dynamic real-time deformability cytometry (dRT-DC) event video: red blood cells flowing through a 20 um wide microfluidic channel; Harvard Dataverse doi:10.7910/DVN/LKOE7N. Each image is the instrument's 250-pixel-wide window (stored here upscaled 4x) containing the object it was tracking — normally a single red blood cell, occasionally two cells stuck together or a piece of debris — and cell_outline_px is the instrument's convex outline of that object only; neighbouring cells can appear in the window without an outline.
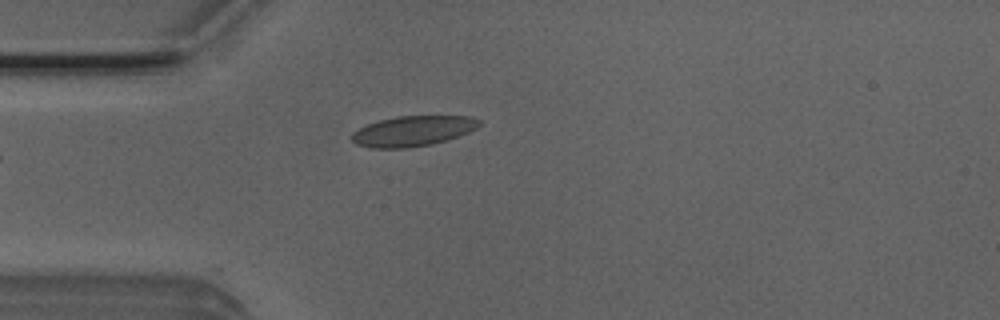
{"species": "Egyptian fruit bat (a non-hibernating species)", "species_latin": "Rousettus aegyptiacus", "temperature_condition": "room temperature", "stored_images_in_passage": 39, "camera_frame_rate_fps": 3000, "um_per_image_px": 0.085, "animal": {"sex": "male"}, "frame": {"image": 1, "passage_image": 1, "time_ms": 0.0, "image_size_px": [1000, 320], "cell_outline_px": [[480, 124], [476, 128], [468, 132], [432, 144], [408, 148], [372, 148], [356, 144], [352, 140], [352, 132], [368, 124], [380, 120], [396, 116], [472, 116], [480, 120]], "centroid_in_image_um": [35.08, 11.13], "position_along_channel_um": 49.9, "area_um2": 22.31}}
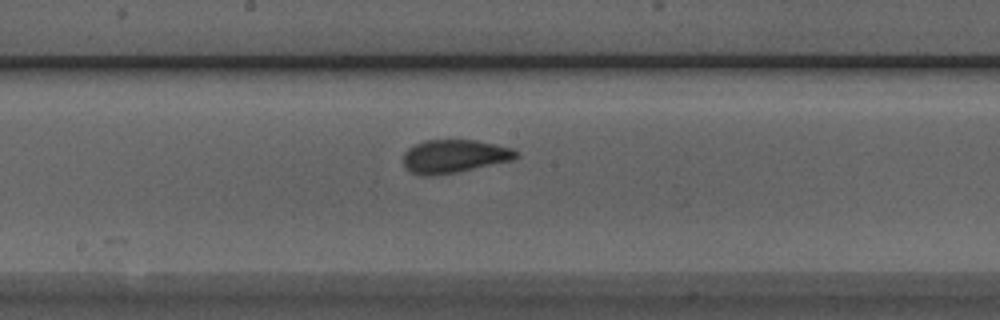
{"frame": {"image": 2, "passage_image": 14, "time_ms": 4.333, "image_size_px": [1000, 320], "cell_outline_px": [[520, 156], [512, 160], [456, 172], [436, 176], [420, 176], [404, 168], [404, 152], [408, 148], [424, 140], [476, 140], [496, 144], [512, 148], [520, 152]], "centroid_in_image_um": [38.61, 13.28], "position_along_channel_um": 209.6, "area_um2": 22.02}}
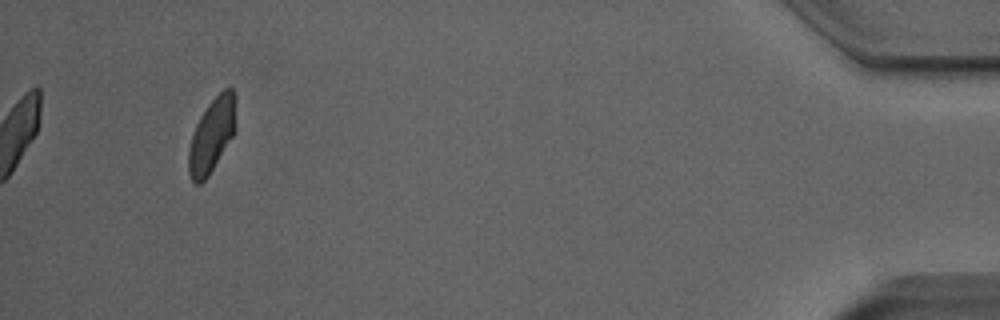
{"frame": {"image": 3, "passage_image": 36, "time_ms": 11.667, "image_size_px": [1000, 320], "cell_outline_px": [[236, 132], [208, 176], [200, 184], [196, 184], [192, 180], [188, 172], [188, 148], [196, 124], [200, 116], [208, 104], [224, 88], [232, 88], [236, 96]], "centroid_in_image_um": [18.03, 11.47], "position_along_channel_um": 417.2, "area_um2": 20.69}, "authors_computed_cell_mechanics": {"area_um2": 21.3282, "velocity_mm_per_s": 3.8936, "shape_relaxation_time_tau1_ms": 0.5205, "shape_relaxation_time_tau2_ms": 1.1241, "deformation_change_tau1": null, "deformation_change_tau2": 0.0477}}